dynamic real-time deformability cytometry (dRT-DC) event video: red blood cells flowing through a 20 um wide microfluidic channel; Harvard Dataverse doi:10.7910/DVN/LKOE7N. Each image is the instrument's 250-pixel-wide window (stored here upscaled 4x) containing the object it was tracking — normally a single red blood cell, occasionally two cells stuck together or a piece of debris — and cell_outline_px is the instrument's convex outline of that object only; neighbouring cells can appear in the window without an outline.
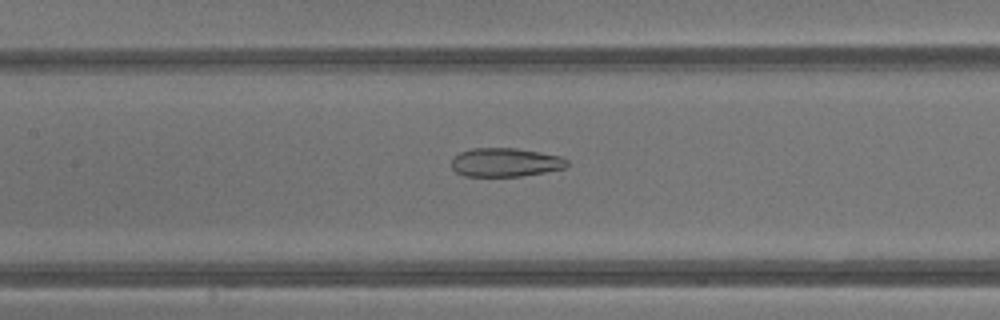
{"species": "common noctule bat (a hibernating species)", "species_latin": "Nyctalus noctula", "temperature_condition": "warm", "stored_images_in_passage": 39, "camera_frame_rate_fps": 3000, "um_per_image_px": 0.085, "animal": {"sex": "male", "body_mass_g": 13.3}, "frame": {"image": 1, "passage_image": 17, "time_ms": 5.333, "image_size_px": [1000, 320], "cell_outline_px": [[568, 164], [564, 168], [544, 172], [520, 176], [464, 176], [456, 172], [452, 168], [452, 160], [460, 152], [472, 148], [516, 148], [540, 152], [560, 156], [568, 160]], "centroid_in_image_um": [42.95, 13.8], "position_along_channel_um": 164.4, "area_um2": 19.25}}
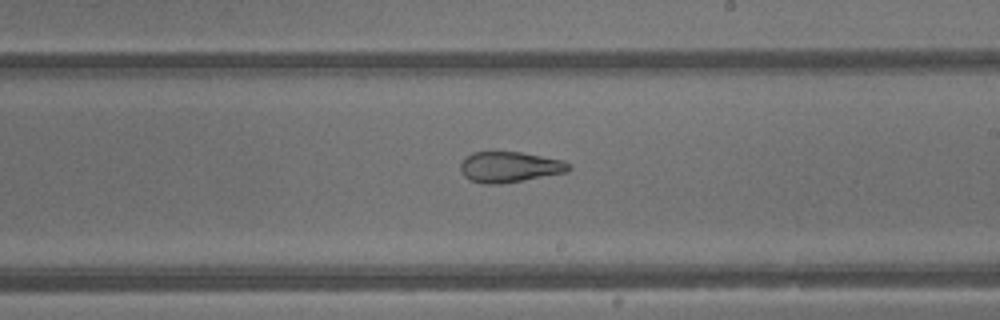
{"frame": {"image": 2, "passage_image": 22, "time_ms": 7.0, "image_size_px": [1000, 320], "cell_outline_px": [[572, 168], [568, 172], [524, 180], [500, 184], [484, 184], [468, 180], [460, 172], [460, 164], [464, 156], [472, 152], [520, 152], [564, 160]], "centroid_in_image_um": [43.28, 14.2], "position_along_channel_um": 245.7, "area_um2": 19.59}}
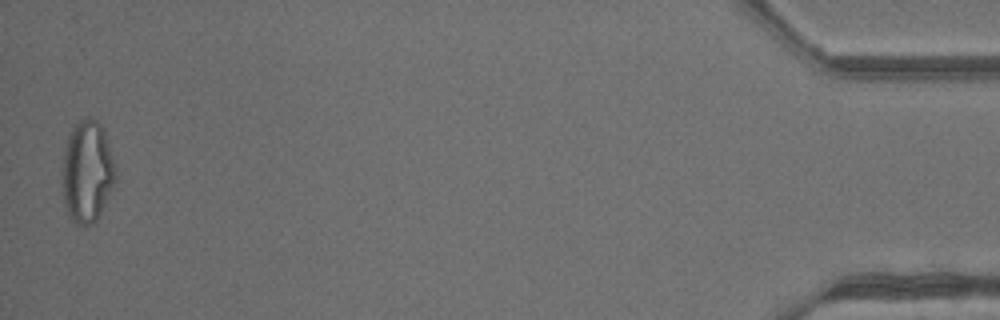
{"frame": {"image": 3, "passage_image": 39, "time_ms": 12.667, "image_size_px": [1000, 320], "cell_outline_px": [[116, 180], [96, 220], [92, 224], [76, 224], [68, 216], [64, 204], [64, 148], [68, 132], [80, 120], [88, 116], [96, 120], [104, 128], [116, 168]], "centroid_in_image_um": [7.43, 14.55], "position_along_channel_um": 427.8, "area_um2": 31.39}, "authors_computed_cell_mechanics": {"area_um2": 25.6054, "velocity_mm_per_s": 4.8938, "shape_relaxation_time_tau1_ms": null, "shape_relaxation_time_tau2_ms": 1.4124, "deformation_change_tau1": null, "deformation_change_tau2": 0.1048}}